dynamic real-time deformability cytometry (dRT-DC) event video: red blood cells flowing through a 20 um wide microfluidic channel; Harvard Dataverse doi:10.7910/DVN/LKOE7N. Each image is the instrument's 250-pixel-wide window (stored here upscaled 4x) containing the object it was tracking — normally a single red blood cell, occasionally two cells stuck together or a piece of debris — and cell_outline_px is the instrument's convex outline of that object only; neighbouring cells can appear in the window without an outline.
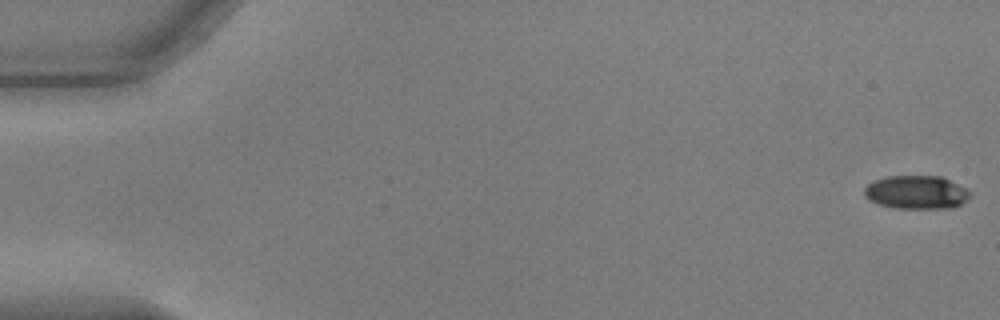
{"species": "common noctule bat (a hibernating species)", "species_latin": "Nyctalus noctula", "temperature_condition": "warm", "stored_images_in_passage": 55, "camera_frame_rate_fps": 3000, "um_per_image_px": 0.085, "animal": {"sex": "male", "body_mass_g": 17.9, "forearm_length_mm": 54.2}, "frame": {"image": 1, "passage_image": 1, "time_ms": 0.0, "image_size_px": [1000, 320], "cell_outline_px": [[972, 196], [960, 204], [952, 208], [896, 208], [880, 204], [868, 200], [864, 196], [864, 188], [872, 180], [888, 176], [940, 176], [972, 192]], "centroid_in_image_um": [77.86, 16.34], "position_along_channel_um": 7.1, "area_um2": 20.58}}
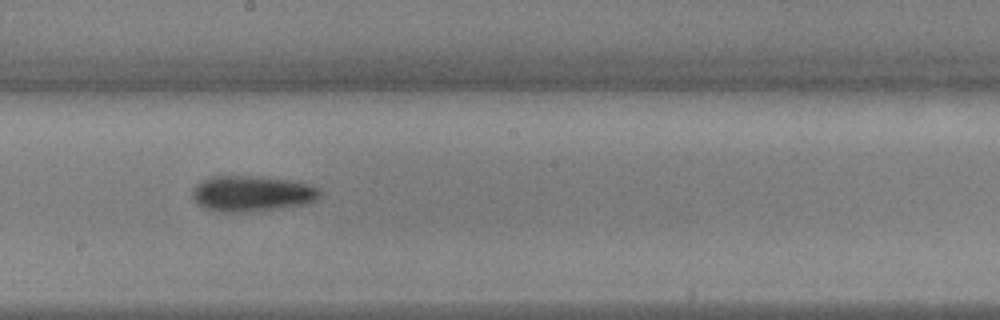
{"frame": {"image": 2, "passage_image": 31, "time_ms": 10.0, "image_size_px": [1000, 320], "cell_outline_px": [[320, 196], [316, 200], [304, 204], [280, 208], [240, 212], [212, 212], [196, 204], [192, 196], [192, 192], [196, 184], [212, 176], [260, 176], [288, 180], [308, 184], [320, 188]], "centroid_in_image_um": [21.37, 16.46], "position_along_channel_um": 226.8, "area_um2": 26.65}}
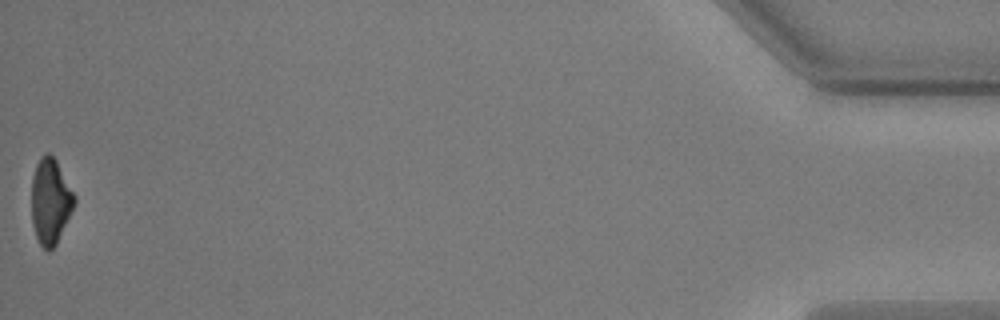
{"frame": {"image": 3, "passage_image": 55, "time_ms": 18.0, "image_size_px": [1000, 320], "cell_outline_px": [[76, 200], [56, 244], [48, 252], [40, 244], [36, 236], [32, 224], [32, 176], [36, 164], [40, 156], [48, 152], [56, 160], [76, 196]], "centroid_in_image_um": [4.27, 17.08], "position_along_channel_um": 430.9, "area_um2": 21.15}, "authors_computed_cell_mechanics": {"area_um2": 23.2934, "velocity_mm_per_s": 3.7174, "shape_relaxation_time_tau1_ms": 3.7568, "shape_relaxation_time_tau2_ms": null, "deformation_change_tau1": 0.1524, "deformation_change_tau2": null}}